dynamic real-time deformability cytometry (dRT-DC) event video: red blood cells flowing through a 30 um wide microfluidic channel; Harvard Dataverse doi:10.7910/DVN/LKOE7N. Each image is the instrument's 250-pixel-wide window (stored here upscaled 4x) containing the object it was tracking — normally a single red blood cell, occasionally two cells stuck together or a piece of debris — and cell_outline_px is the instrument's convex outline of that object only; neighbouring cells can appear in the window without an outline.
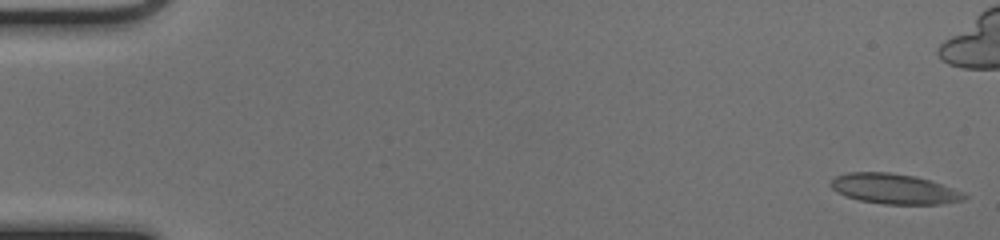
{"species": "common noctule bat (a hibernating species)", "species_latin": "Nyctalus noctula", "temperature_condition": "cold", "stored_images_in_passage": 51, "camera_frame_rate_fps": 3000, "um_per_image_px": 0.085, "animal": {"sex": "female", "body_mass_g": 17.0, "forearm_length_mm": 48.0}, "frame": {"image": 1, "passage_image": 1, "time_ms": 0.0, "image_size_px": [1000, 240], "cell_outline_px": [[968, 196], [964, 200], [940, 204], [884, 204], [860, 200], [844, 196], [836, 192], [828, 184], [836, 176], [848, 172], [888, 172], [912, 176], [928, 180], [940, 184], [960, 192]], "centroid_in_image_um": [75.93, 16.06], "position_along_channel_um": 9.1, "area_um2": 23.18}}
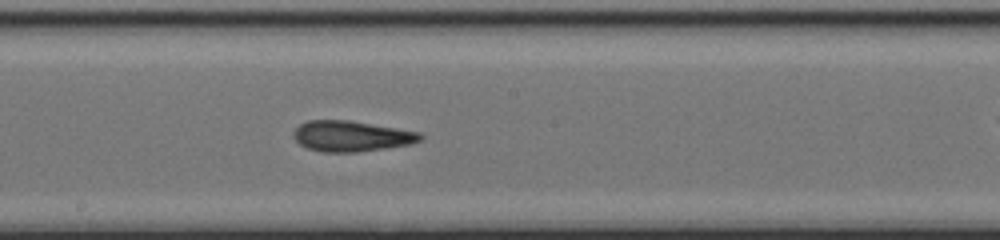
{"frame": {"image": 2, "passage_image": 28, "time_ms": 9.0, "image_size_px": [1000, 240], "cell_outline_px": [[424, 136], [420, 140], [408, 144], [384, 148], [356, 152], [324, 152], [308, 148], [300, 144], [296, 140], [292, 132], [300, 124], [308, 120], [348, 120], [420, 132]], "centroid_in_image_um": [29.84, 11.56], "position_along_channel_um": 218.4, "area_um2": 22.37}}
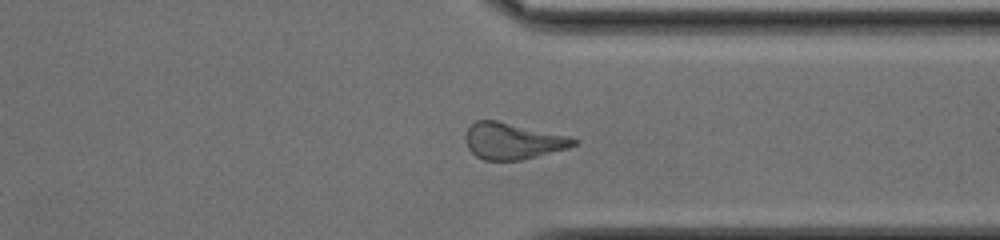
{"frame": {"image": 3, "passage_image": 39, "time_ms": 12.667, "image_size_px": [1000, 240], "cell_outline_px": [[580, 140], [576, 144], [568, 148], [520, 160], [484, 160], [476, 156], [468, 148], [464, 136], [468, 128], [476, 120], [496, 120], [568, 136]], "centroid_in_image_um": [43.56, 11.98], "position_along_channel_um": 367.8, "area_um2": 22.72}, "authors_computed_cell_mechanics": {"area_um2": 22.7154, "velocity_mm_per_s": 4.0876, "shape_relaxation_time_tau1_ms": 6.1497, "shape_relaxation_time_tau2_ms": 2.5591, "deformation_change_tau1": 0.1761, "deformation_change_tau2": 0.1138}}